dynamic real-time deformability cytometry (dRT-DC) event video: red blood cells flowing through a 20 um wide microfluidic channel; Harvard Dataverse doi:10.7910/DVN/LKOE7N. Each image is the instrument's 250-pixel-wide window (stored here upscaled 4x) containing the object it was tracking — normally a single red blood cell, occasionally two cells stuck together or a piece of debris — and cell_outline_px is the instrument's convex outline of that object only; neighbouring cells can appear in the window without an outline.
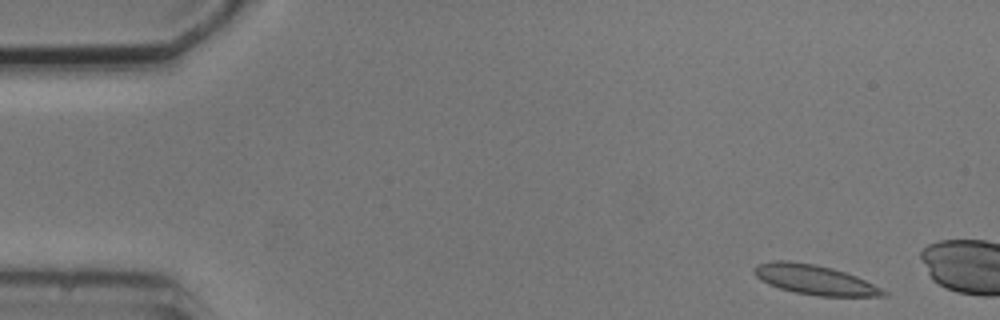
{"species": "common noctule bat (a hibernating species)", "species_latin": "Nyctalus noctula", "temperature_condition": "cold", "stored_images_in_passage": 4, "camera_frame_rate_fps": 3000, "um_per_image_px": 0.085, "animal": {"sex": "male", "body_mass_g": 20.5, "forearm_length_mm": 52.5}, "frame": {"image": 1, "passage_image": 1, "time_ms": 0.0, "image_size_px": [1000, 320], "cell_outline_px": [[888, 296], [820, 296], [796, 292], [780, 288], [768, 284], [760, 280], [756, 276], [752, 268], [756, 264], [772, 260], [788, 260], [816, 264], [832, 268], [856, 276], [888, 292]], "centroid_in_image_um": [69.2, 23.76], "position_along_channel_um": 15.8, "area_um2": 22.31}}